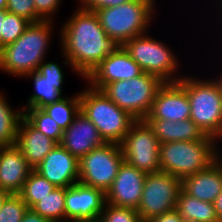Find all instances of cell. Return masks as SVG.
I'll return each instance as SVG.
<instances>
[{
	"instance_id": "cell-1",
	"label": "cell",
	"mask_w": 222,
	"mask_h": 222,
	"mask_svg": "<svg viewBox=\"0 0 222 222\" xmlns=\"http://www.w3.org/2000/svg\"><path fill=\"white\" fill-rule=\"evenodd\" d=\"M76 10L59 30L60 48L63 63L85 80L119 44L106 35L94 11L79 6Z\"/></svg>"
},
{
	"instance_id": "cell-2",
	"label": "cell",
	"mask_w": 222,
	"mask_h": 222,
	"mask_svg": "<svg viewBox=\"0 0 222 222\" xmlns=\"http://www.w3.org/2000/svg\"><path fill=\"white\" fill-rule=\"evenodd\" d=\"M53 23L50 20L30 23L14 43L0 49V71L20 78L35 72L46 61L53 40Z\"/></svg>"
},
{
	"instance_id": "cell-3",
	"label": "cell",
	"mask_w": 222,
	"mask_h": 222,
	"mask_svg": "<svg viewBox=\"0 0 222 222\" xmlns=\"http://www.w3.org/2000/svg\"><path fill=\"white\" fill-rule=\"evenodd\" d=\"M219 143L211 136L203 140L160 143L161 171L180 179L207 169L220 157Z\"/></svg>"
},
{
	"instance_id": "cell-4",
	"label": "cell",
	"mask_w": 222,
	"mask_h": 222,
	"mask_svg": "<svg viewBox=\"0 0 222 222\" xmlns=\"http://www.w3.org/2000/svg\"><path fill=\"white\" fill-rule=\"evenodd\" d=\"M155 2L156 0H132L94 12L106 35L122 46L131 38L149 33L156 12Z\"/></svg>"
},
{
	"instance_id": "cell-5",
	"label": "cell",
	"mask_w": 222,
	"mask_h": 222,
	"mask_svg": "<svg viewBox=\"0 0 222 222\" xmlns=\"http://www.w3.org/2000/svg\"><path fill=\"white\" fill-rule=\"evenodd\" d=\"M183 77L178 83L186 90L190 104V119L215 140L222 139V92L212 79Z\"/></svg>"
},
{
	"instance_id": "cell-6",
	"label": "cell",
	"mask_w": 222,
	"mask_h": 222,
	"mask_svg": "<svg viewBox=\"0 0 222 222\" xmlns=\"http://www.w3.org/2000/svg\"><path fill=\"white\" fill-rule=\"evenodd\" d=\"M79 95L80 111L96 126L103 140L120 144L136 119L89 84Z\"/></svg>"
},
{
	"instance_id": "cell-7",
	"label": "cell",
	"mask_w": 222,
	"mask_h": 222,
	"mask_svg": "<svg viewBox=\"0 0 222 222\" xmlns=\"http://www.w3.org/2000/svg\"><path fill=\"white\" fill-rule=\"evenodd\" d=\"M163 84L157 76L143 72L131 79L111 82L102 91L120 109L127 111L136 120H144Z\"/></svg>"
},
{
	"instance_id": "cell-8",
	"label": "cell",
	"mask_w": 222,
	"mask_h": 222,
	"mask_svg": "<svg viewBox=\"0 0 222 222\" xmlns=\"http://www.w3.org/2000/svg\"><path fill=\"white\" fill-rule=\"evenodd\" d=\"M148 34L131 38L122 46L143 72L157 76L164 83L178 82L183 76L175 75L180 65L177 56L164 41Z\"/></svg>"
},
{
	"instance_id": "cell-9",
	"label": "cell",
	"mask_w": 222,
	"mask_h": 222,
	"mask_svg": "<svg viewBox=\"0 0 222 222\" xmlns=\"http://www.w3.org/2000/svg\"><path fill=\"white\" fill-rule=\"evenodd\" d=\"M181 190L182 179L172 174L163 171L147 174L136 209L142 222L174 209Z\"/></svg>"
},
{
	"instance_id": "cell-10",
	"label": "cell",
	"mask_w": 222,
	"mask_h": 222,
	"mask_svg": "<svg viewBox=\"0 0 222 222\" xmlns=\"http://www.w3.org/2000/svg\"><path fill=\"white\" fill-rule=\"evenodd\" d=\"M123 161L120 144L105 143L79 159V183L106 193Z\"/></svg>"
},
{
	"instance_id": "cell-11",
	"label": "cell",
	"mask_w": 222,
	"mask_h": 222,
	"mask_svg": "<svg viewBox=\"0 0 222 222\" xmlns=\"http://www.w3.org/2000/svg\"><path fill=\"white\" fill-rule=\"evenodd\" d=\"M124 161L149 174L161 171L160 142L145 120H136L120 143Z\"/></svg>"
},
{
	"instance_id": "cell-12",
	"label": "cell",
	"mask_w": 222,
	"mask_h": 222,
	"mask_svg": "<svg viewBox=\"0 0 222 222\" xmlns=\"http://www.w3.org/2000/svg\"><path fill=\"white\" fill-rule=\"evenodd\" d=\"M105 204L103 190L75 183L66 188L65 222H97Z\"/></svg>"
},
{
	"instance_id": "cell-13",
	"label": "cell",
	"mask_w": 222,
	"mask_h": 222,
	"mask_svg": "<svg viewBox=\"0 0 222 222\" xmlns=\"http://www.w3.org/2000/svg\"><path fill=\"white\" fill-rule=\"evenodd\" d=\"M60 66L55 61H44L35 72L24 76L27 79H33L35 91L30 95L25 106L22 105L23 111L30 108L42 109L63 97L64 72Z\"/></svg>"
},
{
	"instance_id": "cell-14",
	"label": "cell",
	"mask_w": 222,
	"mask_h": 222,
	"mask_svg": "<svg viewBox=\"0 0 222 222\" xmlns=\"http://www.w3.org/2000/svg\"><path fill=\"white\" fill-rule=\"evenodd\" d=\"M142 73L137 62L129 56L123 46L119 45L85 79L92 88L102 90L111 82L131 79Z\"/></svg>"
},
{
	"instance_id": "cell-15",
	"label": "cell",
	"mask_w": 222,
	"mask_h": 222,
	"mask_svg": "<svg viewBox=\"0 0 222 222\" xmlns=\"http://www.w3.org/2000/svg\"><path fill=\"white\" fill-rule=\"evenodd\" d=\"M147 174L123 161L111 187L105 193L106 203L137 209Z\"/></svg>"
},
{
	"instance_id": "cell-16",
	"label": "cell",
	"mask_w": 222,
	"mask_h": 222,
	"mask_svg": "<svg viewBox=\"0 0 222 222\" xmlns=\"http://www.w3.org/2000/svg\"><path fill=\"white\" fill-rule=\"evenodd\" d=\"M33 170L56 187L68 188L79 182V159L60 144Z\"/></svg>"
},
{
	"instance_id": "cell-17",
	"label": "cell",
	"mask_w": 222,
	"mask_h": 222,
	"mask_svg": "<svg viewBox=\"0 0 222 222\" xmlns=\"http://www.w3.org/2000/svg\"><path fill=\"white\" fill-rule=\"evenodd\" d=\"M186 90L178 83H164L157 91L152 109L144 120L182 121L190 118Z\"/></svg>"
},
{
	"instance_id": "cell-18",
	"label": "cell",
	"mask_w": 222,
	"mask_h": 222,
	"mask_svg": "<svg viewBox=\"0 0 222 222\" xmlns=\"http://www.w3.org/2000/svg\"><path fill=\"white\" fill-rule=\"evenodd\" d=\"M105 143L96 126L79 111L71 125L63 130L60 145L71 155L80 159Z\"/></svg>"
},
{
	"instance_id": "cell-19",
	"label": "cell",
	"mask_w": 222,
	"mask_h": 222,
	"mask_svg": "<svg viewBox=\"0 0 222 222\" xmlns=\"http://www.w3.org/2000/svg\"><path fill=\"white\" fill-rule=\"evenodd\" d=\"M32 170L15 144L0 148V189L19 194Z\"/></svg>"
},
{
	"instance_id": "cell-20",
	"label": "cell",
	"mask_w": 222,
	"mask_h": 222,
	"mask_svg": "<svg viewBox=\"0 0 222 222\" xmlns=\"http://www.w3.org/2000/svg\"><path fill=\"white\" fill-rule=\"evenodd\" d=\"M182 189L192 197L213 203L222 192V159L219 157L207 169L182 180Z\"/></svg>"
},
{
	"instance_id": "cell-21",
	"label": "cell",
	"mask_w": 222,
	"mask_h": 222,
	"mask_svg": "<svg viewBox=\"0 0 222 222\" xmlns=\"http://www.w3.org/2000/svg\"><path fill=\"white\" fill-rule=\"evenodd\" d=\"M15 145L23 153L28 165L34 169L57 143L34 128L22 117L18 126Z\"/></svg>"
},
{
	"instance_id": "cell-22",
	"label": "cell",
	"mask_w": 222,
	"mask_h": 222,
	"mask_svg": "<svg viewBox=\"0 0 222 222\" xmlns=\"http://www.w3.org/2000/svg\"><path fill=\"white\" fill-rule=\"evenodd\" d=\"M160 143L203 140L202 130L189 118L182 121L145 120Z\"/></svg>"
},
{
	"instance_id": "cell-23",
	"label": "cell",
	"mask_w": 222,
	"mask_h": 222,
	"mask_svg": "<svg viewBox=\"0 0 222 222\" xmlns=\"http://www.w3.org/2000/svg\"><path fill=\"white\" fill-rule=\"evenodd\" d=\"M185 222H212L218 220L214 204L204 202L181 190L175 207Z\"/></svg>"
},
{
	"instance_id": "cell-24",
	"label": "cell",
	"mask_w": 222,
	"mask_h": 222,
	"mask_svg": "<svg viewBox=\"0 0 222 222\" xmlns=\"http://www.w3.org/2000/svg\"><path fill=\"white\" fill-rule=\"evenodd\" d=\"M6 98L0 92V147L15 144L18 126L23 117V110L13 109Z\"/></svg>"
},
{
	"instance_id": "cell-25",
	"label": "cell",
	"mask_w": 222,
	"mask_h": 222,
	"mask_svg": "<svg viewBox=\"0 0 222 222\" xmlns=\"http://www.w3.org/2000/svg\"><path fill=\"white\" fill-rule=\"evenodd\" d=\"M42 110L50 116L58 126L65 130L73 122L74 117L80 111L79 92L72 97H62L59 101L49 104Z\"/></svg>"
},
{
	"instance_id": "cell-26",
	"label": "cell",
	"mask_w": 222,
	"mask_h": 222,
	"mask_svg": "<svg viewBox=\"0 0 222 222\" xmlns=\"http://www.w3.org/2000/svg\"><path fill=\"white\" fill-rule=\"evenodd\" d=\"M65 195L66 188L56 187L31 209L54 222H65Z\"/></svg>"
},
{
	"instance_id": "cell-27",
	"label": "cell",
	"mask_w": 222,
	"mask_h": 222,
	"mask_svg": "<svg viewBox=\"0 0 222 222\" xmlns=\"http://www.w3.org/2000/svg\"><path fill=\"white\" fill-rule=\"evenodd\" d=\"M55 188L54 184L32 170L18 195L27 204V207L31 209Z\"/></svg>"
},
{
	"instance_id": "cell-28",
	"label": "cell",
	"mask_w": 222,
	"mask_h": 222,
	"mask_svg": "<svg viewBox=\"0 0 222 222\" xmlns=\"http://www.w3.org/2000/svg\"><path fill=\"white\" fill-rule=\"evenodd\" d=\"M23 117L45 136L60 144L63 130L42 109L30 108L23 111Z\"/></svg>"
},
{
	"instance_id": "cell-29",
	"label": "cell",
	"mask_w": 222,
	"mask_h": 222,
	"mask_svg": "<svg viewBox=\"0 0 222 222\" xmlns=\"http://www.w3.org/2000/svg\"><path fill=\"white\" fill-rule=\"evenodd\" d=\"M31 22L16 14L8 13L3 21L1 49L14 43Z\"/></svg>"
},
{
	"instance_id": "cell-30",
	"label": "cell",
	"mask_w": 222,
	"mask_h": 222,
	"mask_svg": "<svg viewBox=\"0 0 222 222\" xmlns=\"http://www.w3.org/2000/svg\"><path fill=\"white\" fill-rule=\"evenodd\" d=\"M97 222H142V220L134 208L118 207L106 203Z\"/></svg>"
},
{
	"instance_id": "cell-31",
	"label": "cell",
	"mask_w": 222,
	"mask_h": 222,
	"mask_svg": "<svg viewBox=\"0 0 222 222\" xmlns=\"http://www.w3.org/2000/svg\"><path fill=\"white\" fill-rule=\"evenodd\" d=\"M27 209V204L18 194H11L3 203L0 222H20Z\"/></svg>"
},
{
	"instance_id": "cell-32",
	"label": "cell",
	"mask_w": 222,
	"mask_h": 222,
	"mask_svg": "<svg viewBox=\"0 0 222 222\" xmlns=\"http://www.w3.org/2000/svg\"><path fill=\"white\" fill-rule=\"evenodd\" d=\"M6 10L30 21L31 23L43 19L36 13L34 0H7Z\"/></svg>"
},
{
	"instance_id": "cell-33",
	"label": "cell",
	"mask_w": 222,
	"mask_h": 222,
	"mask_svg": "<svg viewBox=\"0 0 222 222\" xmlns=\"http://www.w3.org/2000/svg\"><path fill=\"white\" fill-rule=\"evenodd\" d=\"M62 0H34L36 13L43 20L53 21L54 13L56 14Z\"/></svg>"
},
{
	"instance_id": "cell-34",
	"label": "cell",
	"mask_w": 222,
	"mask_h": 222,
	"mask_svg": "<svg viewBox=\"0 0 222 222\" xmlns=\"http://www.w3.org/2000/svg\"><path fill=\"white\" fill-rule=\"evenodd\" d=\"M80 8L90 11H96L101 8L118 6L132 0H79Z\"/></svg>"
},
{
	"instance_id": "cell-35",
	"label": "cell",
	"mask_w": 222,
	"mask_h": 222,
	"mask_svg": "<svg viewBox=\"0 0 222 222\" xmlns=\"http://www.w3.org/2000/svg\"><path fill=\"white\" fill-rule=\"evenodd\" d=\"M148 222H185V221L180 217V214L174 208L168 212L163 213L162 215L153 217Z\"/></svg>"
},
{
	"instance_id": "cell-36",
	"label": "cell",
	"mask_w": 222,
	"mask_h": 222,
	"mask_svg": "<svg viewBox=\"0 0 222 222\" xmlns=\"http://www.w3.org/2000/svg\"><path fill=\"white\" fill-rule=\"evenodd\" d=\"M20 222H54L51 219L44 218L32 209H27Z\"/></svg>"
},
{
	"instance_id": "cell-37",
	"label": "cell",
	"mask_w": 222,
	"mask_h": 222,
	"mask_svg": "<svg viewBox=\"0 0 222 222\" xmlns=\"http://www.w3.org/2000/svg\"><path fill=\"white\" fill-rule=\"evenodd\" d=\"M215 207V212L217 215V218L219 220H222V192L218 195L216 200L213 202Z\"/></svg>"
},
{
	"instance_id": "cell-38",
	"label": "cell",
	"mask_w": 222,
	"mask_h": 222,
	"mask_svg": "<svg viewBox=\"0 0 222 222\" xmlns=\"http://www.w3.org/2000/svg\"><path fill=\"white\" fill-rule=\"evenodd\" d=\"M11 194L5 190L0 189V211L2 209L3 203Z\"/></svg>"
},
{
	"instance_id": "cell-39",
	"label": "cell",
	"mask_w": 222,
	"mask_h": 222,
	"mask_svg": "<svg viewBox=\"0 0 222 222\" xmlns=\"http://www.w3.org/2000/svg\"><path fill=\"white\" fill-rule=\"evenodd\" d=\"M8 13L9 12L6 9L0 11V49H1V32L3 27V21Z\"/></svg>"
},
{
	"instance_id": "cell-40",
	"label": "cell",
	"mask_w": 222,
	"mask_h": 222,
	"mask_svg": "<svg viewBox=\"0 0 222 222\" xmlns=\"http://www.w3.org/2000/svg\"><path fill=\"white\" fill-rule=\"evenodd\" d=\"M218 76H219V78H215L214 80L218 84V86H219V88H220V90L222 92V75H218Z\"/></svg>"
},
{
	"instance_id": "cell-41",
	"label": "cell",
	"mask_w": 222,
	"mask_h": 222,
	"mask_svg": "<svg viewBox=\"0 0 222 222\" xmlns=\"http://www.w3.org/2000/svg\"><path fill=\"white\" fill-rule=\"evenodd\" d=\"M7 8V0H0V11Z\"/></svg>"
},
{
	"instance_id": "cell-42",
	"label": "cell",
	"mask_w": 222,
	"mask_h": 222,
	"mask_svg": "<svg viewBox=\"0 0 222 222\" xmlns=\"http://www.w3.org/2000/svg\"><path fill=\"white\" fill-rule=\"evenodd\" d=\"M217 1L220 2V3L218 2V4H220L219 8L221 7V12H222V0H217Z\"/></svg>"
},
{
	"instance_id": "cell-43",
	"label": "cell",
	"mask_w": 222,
	"mask_h": 222,
	"mask_svg": "<svg viewBox=\"0 0 222 222\" xmlns=\"http://www.w3.org/2000/svg\"><path fill=\"white\" fill-rule=\"evenodd\" d=\"M212 222H222V220H219V219H218V220H215V221H212Z\"/></svg>"
}]
</instances>
